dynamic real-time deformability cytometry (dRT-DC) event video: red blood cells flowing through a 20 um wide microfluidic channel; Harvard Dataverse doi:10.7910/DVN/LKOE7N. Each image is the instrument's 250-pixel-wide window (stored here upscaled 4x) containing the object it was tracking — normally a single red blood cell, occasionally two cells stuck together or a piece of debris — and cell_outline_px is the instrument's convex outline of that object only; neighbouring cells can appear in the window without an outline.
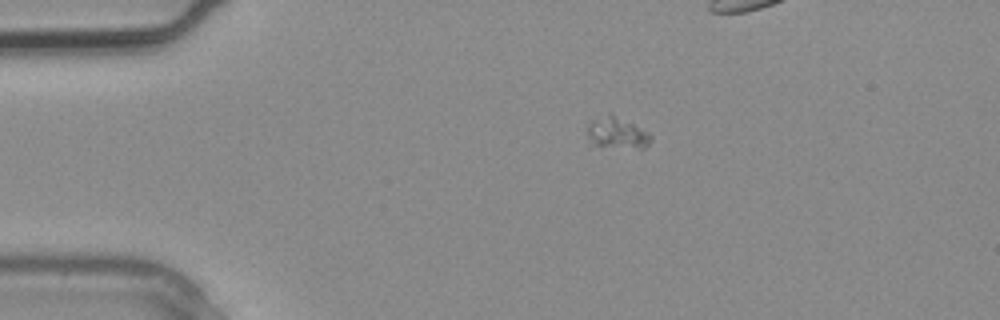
{"species": "common noctule bat (a hibernating species)", "species_latin": "Nyctalus noctula", "temperature_condition": "warm", "stored_images_in_passage": 2, "segment_of_instrument_passage": [2, 2], "camera_frame_rate_fps": 3000, "um_per_image_px": 0.085, "animal": {"sex": "male", "body_mass_g": 20.4}, "frame": {"image": 1, "passage_image": 2, "time_ms": 0.333, "image_size_px": [1000, 320], "cell_outline_px": [[652, 140], [644, 148], [640, 148], [596, 144], [588, 136], [588, 124], [608, 112], [612, 112], [652, 136]], "centroid_in_image_um": [52.46, 11.25], "position_along_channel_um": 32.5, "area_um2": 10.98}}